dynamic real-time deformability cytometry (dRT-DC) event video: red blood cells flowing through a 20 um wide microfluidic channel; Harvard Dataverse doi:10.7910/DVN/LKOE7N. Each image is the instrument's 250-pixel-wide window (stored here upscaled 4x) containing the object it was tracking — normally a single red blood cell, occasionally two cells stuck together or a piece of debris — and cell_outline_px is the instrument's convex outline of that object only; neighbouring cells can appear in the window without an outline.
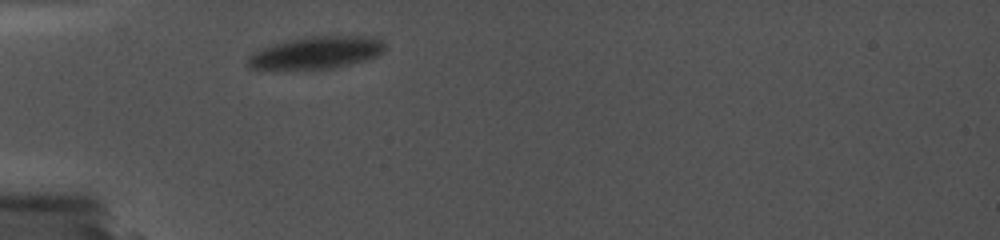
{"species": "common noctule bat (a hibernating species)", "species_latin": "Nyctalus noctula", "temperature_condition": "cold", "stored_images_in_passage": 39, "camera_frame_rate_fps": 5000, "um_per_image_px": 0.085, "animal": {"sex": "female", "body_mass_g": 19.0, "forearm_length_mm": 56.7}, "frame": {"image": 1, "passage_image": 1, "time_ms": 0.0, "image_size_px": [1000, 240], "cell_outline_px": [[384, 52], [368, 60], [332, 68], [304, 72], [252, 68], [248, 64], [248, 56], [252, 52], [260, 48], [272, 44], [308, 36], [376, 36], [384, 40]], "centroid_in_image_um": [26.88, 4.51], "position_along_channel_um": 58.1, "area_um2": 26.76}}
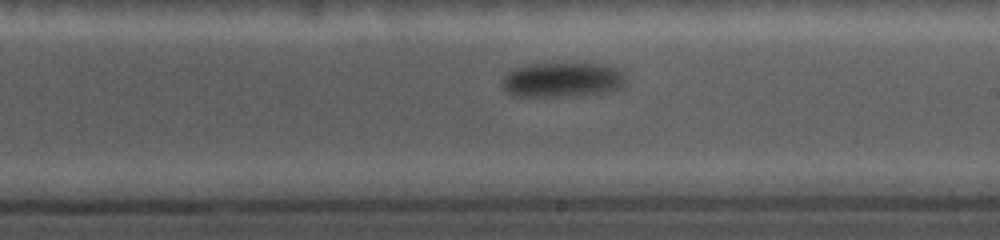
{"frame": {"image": 2, "passage_image": 23, "time_ms": 5.6, "image_size_px": [1000, 240], "cell_outline_px": [[628, 80], [624, 88], [604, 92], [576, 96], [512, 96], [504, 88], [504, 76], [508, 72], [516, 68], [528, 64], [604, 64], [620, 72]], "centroid_in_image_um": [47.84, 6.8], "position_along_channel_um": 241.2, "area_um2": 24.85}}
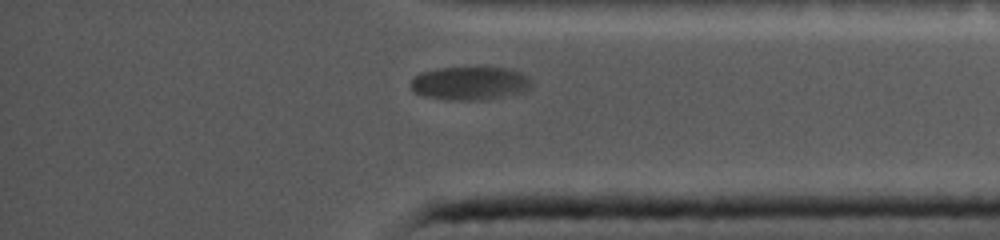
{"frame": {"image": 3, "passage_image": 39, "time_ms": 10.0, "image_size_px": [1000, 240], "cell_outline_px": [[532, 84], [528, 88], [520, 92], [500, 96], [472, 100], [448, 100], [424, 96], [412, 92], [412, 80], [420, 72], [440, 68], [504, 68], [520, 72], [528, 76], [532, 80]], "centroid_in_image_um": [39.9, 7.07], "position_along_channel_um": 395.3, "area_um2": 23.0}}